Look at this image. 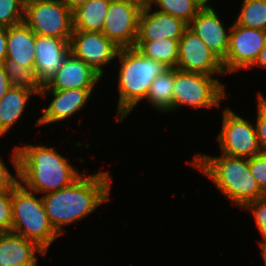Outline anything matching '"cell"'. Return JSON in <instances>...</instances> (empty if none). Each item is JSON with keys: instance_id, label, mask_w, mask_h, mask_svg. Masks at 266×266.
I'll return each instance as SVG.
<instances>
[{"instance_id": "obj_16", "label": "cell", "mask_w": 266, "mask_h": 266, "mask_svg": "<svg viewBox=\"0 0 266 266\" xmlns=\"http://www.w3.org/2000/svg\"><path fill=\"white\" fill-rule=\"evenodd\" d=\"M215 8H201L188 24V28L198 35L221 60L227 54L231 26L225 28Z\"/></svg>"}, {"instance_id": "obj_34", "label": "cell", "mask_w": 266, "mask_h": 266, "mask_svg": "<svg viewBox=\"0 0 266 266\" xmlns=\"http://www.w3.org/2000/svg\"><path fill=\"white\" fill-rule=\"evenodd\" d=\"M7 28L0 25V63H3L7 55Z\"/></svg>"}, {"instance_id": "obj_29", "label": "cell", "mask_w": 266, "mask_h": 266, "mask_svg": "<svg viewBox=\"0 0 266 266\" xmlns=\"http://www.w3.org/2000/svg\"><path fill=\"white\" fill-rule=\"evenodd\" d=\"M18 145L13 147V152L10 155L11 163H13V168L15 173L11 172L9 168L0 156V191L12 190L19 183L18 175Z\"/></svg>"}, {"instance_id": "obj_5", "label": "cell", "mask_w": 266, "mask_h": 266, "mask_svg": "<svg viewBox=\"0 0 266 266\" xmlns=\"http://www.w3.org/2000/svg\"><path fill=\"white\" fill-rule=\"evenodd\" d=\"M18 183L12 189V232L33 241L46 254L50 245L60 236L51 226L42 197Z\"/></svg>"}, {"instance_id": "obj_27", "label": "cell", "mask_w": 266, "mask_h": 266, "mask_svg": "<svg viewBox=\"0 0 266 266\" xmlns=\"http://www.w3.org/2000/svg\"><path fill=\"white\" fill-rule=\"evenodd\" d=\"M24 21V10L19 0H0V25L6 28Z\"/></svg>"}, {"instance_id": "obj_13", "label": "cell", "mask_w": 266, "mask_h": 266, "mask_svg": "<svg viewBox=\"0 0 266 266\" xmlns=\"http://www.w3.org/2000/svg\"><path fill=\"white\" fill-rule=\"evenodd\" d=\"M95 88L53 90L46 84L43 85L38 94L44 99L49 95L52 97L47 107L40 109L43 113L35 121L36 126L50 125L65 121L74 116L78 111L85 107Z\"/></svg>"}, {"instance_id": "obj_21", "label": "cell", "mask_w": 266, "mask_h": 266, "mask_svg": "<svg viewBox=\"0 0 266 266\" xmlns=\"http://www.w3.org/2000/svg\"><path fill=\"white\" fill-rule=\"evenodd\" d=\"M111 0H88L72 11L73 30L102 32Z\"/></svg>"}, {"instance_id": "obj_18", "label": "cell", "mask_w": 266, "mask_h": 266, "mask_svg": "<svg viewBox=\"0 0 266 266\" xmlns=\"http://www.w3.org/2000/svg\"><path fill=\"white\" fill-rule=\"evenodd\" d=\"M46 252L36 243L15 232H0V266H38L37 254Z\"/></svg>"}, {"instance_id": "obj_12", "label": "cell", "mask_w": 266, "mask_h": 266, "mask_svg": "<svg viewBox=\"0 0 266 266\" xmlns=\"http://www.w3.org/2000/svg\"><path fill=\"white\" fill-rule=\"evenodd\" d=\"M178 49L177 69L211 76L226 75L222 60L189 28L180 38Z\"/></svg>"}, {"instance_id": "obj_32", "label": "cell", "mask_w": 266, "mask_h": 266, "mask_svg": "<svg viewBox=\"0 0 266 266\" xmlns=\"http://www.w3.org/2000/svg\"><path fill=\"white\" fill-rule=\"evenodd\" d=\"M249 167L260 189L266 194V155L260 153L250 157Z\"/></svg>"}, {"instance_id": "obj_40", "label": "cell", "mask_w": 266, "mask_h": 266, "mask_svg": "<svg viewBox=\"0 0 266 266\" xmlns=\"http://www.w3.org/2000/svg\"><path fill=\"white\" fill-rule=\"evenodd\" d=\"M261 250V254H262V258H263V262H264V266H266V247H262L260 248Z\"/></svg>"}, {"instance_id": "obj_28", "label": "cell", "mask_w": 266, "mask_h": 266, "mask_svg": "<svg viewBox=\"0 0 266 266\" xmlns=\"http://www.w3.org/2000/svg\"><path fill=\"white\" fill-rule=\"evenodd\" d=\"M242 210L252 213L255 225L262 237L259 248L266 247V197L249 202Z\"/></svg>"}, {"instance_id": "obj_38", "label": "cell", "mask_w": 266, "mask_h": 266, "mask_svg": "<svg viewBox=\"0 0 266 266\" xmlns=\"http://www.w3.org/2000/svg\"><path fill=\"white\" fill-rule=\"evenodd\" d=\"M212 0H195V2L201 7V8H212V4H210Z\"/></svg>"}, {"instance_id": "obj_9", "label": "cell", "mask_w": 266, "mask_h": 266, "mask_svg": "<svg viewBox=\"0 0 266 266\" xmlns=\"http://www.w3.org/2000/svg\"><path fill=\"white\" fill-rule=\"evenodd\" d=\"M266 44V31L232 23L229 48L222 65L225 74L250 69Z\"/></svg>"}, {"instance_id": "obj_22", "label": "cell", "mask_w": 266, "mask_h": 266, "mask_svg": "<svg viewBox=\"0 0 266 266\" xmlns=\"http://www.w3.org/2000/svg\"><path fill=\"white\" fill-rule=\"evenodd\" d=\"M173 86L174 68H169L153 80L146 101L164 114L173 112Z\"/></svg>"}, {"instance_id": "obj_17", "label": "cell", "mask_w": 266, "mask_h": 266, "mask_svg": "<svg viewBox=\"0 0 266 266\" xmlns=\"http://www.w3.org/2000/svg\"><path fill=\"white\" fill-rule=\"evenodd\" d=\"M101 78L91 66L70 53L46 85L53 90L95 88Z\"/></svg>"}, {"instance_id": "obj_30", "label": "cell", "mask_w": 266, "mask_h": 266, "mask_svg": "<svg viewBox=\"0 0 266 266\" xmlns=\"http://www.w3.org/2000/svg\"><path fill=\"white\" fill-rule=\"evenodd\" d=\"M256 132L261 154L266 155V98L262 92L257 94Z\"/></svg>"}, {"instance_id": "obj_1", "label": "cell", "mask_w": 266, "mask_h": 266, "mask_svg": "<svg viewBox=\"0 0 266 266\" xmlns=\"http://www.w3.org/2000/svg\"><path fill=\"white\" fill-rule=\"evenodd\" d=\"M85 175L82 173L63 189L41 196L49 222L60 236L65 233V226L87 218L97 207L111 199L113 183L107 170Z\"/></svg>"}, {"instance_id": "obj_24", "label": "cell", "mask_w": 266, "mask_h": 266, "mask_svg": "<svg viewBox=\"0 0 266 266\" xmlns=\"http://www.w3.org/2000/svg\"><path fill=\"white\" fill-rule=\"evenodd\" d=\"M235 23L266 31V0H243Z\"/></svg>"}, {"instance_id": "obj_7", "label": "cell", "mask_w": 266, "mask_h": 266, "mask_svg": "<svg viewBox=\"0 0 266 266\" xmlns=\"http://www.w3.org/2000/svg\"><path fill=\"white\" fill-rule=\"evenodd\" d=\"M222 114L221 130L217 135L220 154L246 158L260 154L256 127L252 121L229 107Z\"/></svg>"}, {"instance_id": "obj_37", "label": "cell", "mask_w": 266, "mask_h": 266, "mask_svg": "<svg viewBox=\"0 0 266 266\" xmlns=\"http://www.w3.org/2000/svg\"><path fill=\"white\" fill-rule=\"evenodd\" d=\"M48 1H51V0H19V3L21 5V7L23 8V10H25L32 5L40 4V3H44V2H48Z\"/></svg>"}, {"instance_id": "obj_4", "label": "cell", "mask_w": 266, "mask_h": 266, "mask_svg": "<svg viewBox=\"0 0 266 266\" xmlns=\"http://www.w3.org/2000/svg\"><path fill=\"white\" fill-rule=\"evenodd\" d=\"M118 66V104L117 121L122 123L134 107L146 100L153 80L169 68L154 59L144 56L135 47L120 48Z\"/></svg>"}, {"instance_id": "obj_33", "label": "cell", "mask_w": 266, "mask_h": 266, "mask_svg": "<svg viewBox=\"0 0 266 266\" xmlns=\"http://www.w3.org/2000/svg\"><path fill=\"white\" fill-rule=\"evenodd\" d=\"M12 87L11 81L6 74L5 67L3 63H0V99L7 93V91Z\"/></svg>"}, {"instance_id": "obj_6", "label": "cell", "mask_w": 266, "mask_h": 266, "mask_svg": "<svg viewBox=\"0 0 266 266\" xmlns=\"http://www.w3.org/2000/svg\"><path fill=\"white\" fill-rule=\"evenodd\" d=\"M215 76L174 68L173 111L184 106L194 109L218 107L227 91Z\"/></svg>"}, {"instance_id": "obj_26", "label": "cell", "mask_w": 266, "mask_h": 266, "mask_svg": "<svg viewBox=\"0 0 266 266\" xmlns=\"http://www.w3.org/2000/svg\"><path fill=\"white\" fill-rule=\"evenodd\" d=\"M152 6L162 13L170 14L189 24L201 7L195 0H153Z\"/></svg>"}, {"instance_id": "obj_35", "label": "cell", "mask_w": 266, "mask_h": 266, "mask_svg": "<svg viewBox=\"0 0 266 266\" xmlns=\"http://www.w3.org/2000/svg\"><path fill=\"white\" fill-rule=\"evenodd\" d=\"M256 66L259 68L266 69V44L264 48L261 50L257 61L251 68L256 67Z\"/></svg>"}, {"instance_id": "obj_15", "label": "cell", "mask_w": 266, "mask_h": 266, "mask_svg": "<svg viewBox=\"0 0 266 266\" xmlns=\"http://www.w3.org/2000/svg\"><path fill=\"white\" fill-rule=\"evenodd\" d=\"M154 6H143L139 15L137 41L159 39L180 40L188 24L170 14L154 10Z\"/></svg>"}, {"instance_id": "obj_14", "label": "cell", "mask_w": 266, "mask_h": 266, "mask_svg": "<svg viewBox=\"0 0 266 266\" xmlns=\"http://www.w3.org/2000/svg\"><path fill=\"white\" fill-rule=\"evenodd\" d=\"M34 68L38 80L45 85L70 54V40L35 34Z\"/></svg>"}, {"instance_id": "obj_25", "label": "cell", "mask_w": 266, "mask_h": 266, "mask_svg": "<svg viewBox=\"0 0 266 266\" xmlns=\"http://www.w3.org/2000/svg\"><path fill=\"white\" fill-rule=\"evenodd\" d=\"M3 65L12 86L26 87L37 94L41 92L43 85L37 78L35 68L23 67L8 59L4 60Z\"/></svg>"}, {"instance_id": "obj_3", "label": "cell", "mask_w": 266, "mask_h": 266, "mask_svg": "<svg viewBox=\"0 0 266 266\" xmlns=\"http://www.w3.org/2000/svg\"><path fill=\"white\" fill-rule=\"evenodd\" d=\"M193 157L188 164L208 177L232 205L243 209L249 202L266 197L250 171L249 158L205 153Z\"/></svg>"}, {"instance_id": "obj_23", "label": "cell", "mask_w": 266, "mask_h": 266, "mask_svg": "<svg viewBox=\"0 0 266 266\" xmlns=\"http://www.w3.org/2000/svg\"><path fill=\"white\" fill-rule=\"evenodd\" d=\"M144 56L165 64L168 68H177L179 40L159 39L137 41L135 46Z\"/></svg>"}, {"instance_id": "obj_20", "label": "cell", "mask_w": 266, "mask_h": 266, "mask_svg": "<svg viewBox=\"0 0 266 266\" xmlns=\"http://www.w3.org/2000/svg\"><path fill=\"white\" fill-rule=\"evenodd\" d=\"M36 94L29 88L12 86L0 99V138L23 116L29 99Z\"/></svg>"}, {"instance_id": "obj_39", "label": "cell", "mask_w": 266, "mask_h": 266, "mask_svg": "<svg viewBox=\"0 0 266 266\" xmlns=\"http://www.w3.org/2000/svg\"><path fill=\"white\" fill-rule=\"evenodd\" d=\"M132 1L139 3L142 7L143 6H150L153 2V0H132Z\"/></svg>"}, {"instance_id": "obj_10", "label": "cell", "mask_w": 266, "mask_h": 266, "mask_svg": "<svg viewBox=\"0 0 266 266\" xmlns=\"http://www.w3.org/2000/svg\"><path fill=\"white\" fill-rule=\"evenodd\" d=\"M142 6L132 0H111L102 33L119 48L134 47Z\"/></svg>"}, {"instance_id": "obj_2", "label": "cell", "mask_w": 266, "mask_h": 266, "mask_svg": "<svg viewBox=\"0 0 266 266\" xmlns=\"http://www.w3.org/2000/svg\"><path fill=\"white\" fill-rule=\"evenodd\" d=\"M17 148L19 183L37 194L63 189L82 175L53 146L27 143Z\"/></svg>"}, {"instance_id": "obj_8", "label": "cell", "mask_w": 266, "mask_h": 266, "mask_svg": "<svg viewBox=\"0 0 266 266\" xmlns=\"http://www.w3.org/2000/svg\"><path fill=\"white\" fill-rule=\"evenodd\" d=\"M24 23L42 36L70 40L73 33L72 11L62 0H51L25 9Z\"/></svg>"}, {"instance_id": "obj_19", "label": "cell", "mask_w": 266, "mask_h": 266, "mask_svg": "<svg viewBox=\"0 0 266 266\" xmlns=\"http://www.w3.org/2000/svg\"><path fill=\"white\" fill-rule=\"evenodd\" d=\"M35 33L24 23L7 28L6 59L34 68Z\"/></svg>"}, {"instance_id": "obj_36", "label": "cell", "mask_w": 266, "mask_h": 266, "mask_svg": "<svg viewBox=\"0 0 266 266\" xmlns=\"http://www.w3.org/2000/svg\"><path fill=\"white\" fill-rule=\"evenodd\" d=\"M66 6L71 10L74 11L79 6L86 3L88 0H62Z\"/></svg>"}, {"instance_id": "obj_31", "label": "cell", "mask_w": 266, "mask_h": 266, "mask_svg": "<svg viewBox=\"0 0 266 266\" xmlns=\"http://www.w3.org/2000/svg\"><path fill=\"white\" fill-rule=\"evenodd\" d=\"M12 226V190L0 191V232H10Z\"/></svg>"}, {"instance_id": "obj_11", "label": "cell", "mask_w": 266, "mask_h": 266, "mask_svg": "<svg viewBox=\"0 0 266 266\" xmlns=\"http://www.w3.org/2000/svg\"><path fill=\"white\" fill-rule=\"evenodd\" d=\"M120 48L102 32L73 30L70 53L91 66L102 77L103 66L117 60Z\"/></svg>"}]
</instances>
